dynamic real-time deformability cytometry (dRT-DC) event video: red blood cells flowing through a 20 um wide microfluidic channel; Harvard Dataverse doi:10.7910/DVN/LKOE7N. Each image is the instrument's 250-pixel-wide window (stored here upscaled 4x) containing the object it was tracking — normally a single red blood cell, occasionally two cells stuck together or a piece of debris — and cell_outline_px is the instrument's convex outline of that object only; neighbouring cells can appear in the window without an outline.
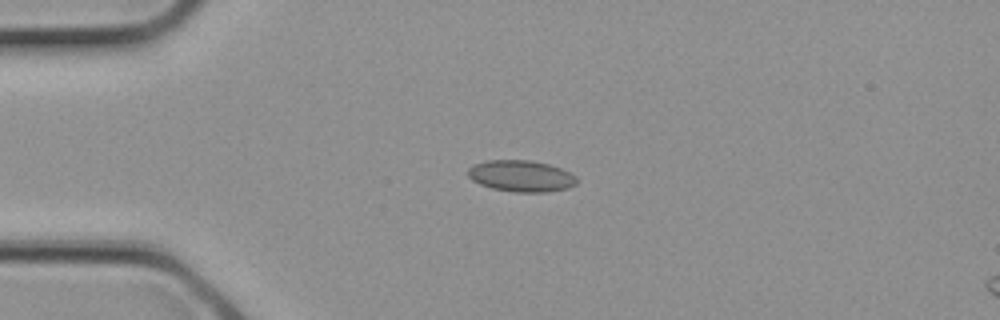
{"species": "common noctule bat (a hibernating species)", "species_latin": "Nyctalus noctula", "temperature_condition": "cold", "stored_images_in_passage": 3, "camera_frame_rate_fps": 3000, "um_per_image_px": 0.085, "animal": {"sex": "female", "body_mass_g": 21.9}, "frame": {"image": 1, "passage_image": 2, "time_ms": 0.333, "image_size_px": [1000, 320], "cell_outline_px": [[576, 184], [568, 188], [544, 192], [512, 192], [492, 188], [480, 184], [472, 180], [468, 176], [468, 168], [476, 164], [488, 160], [528, 160], [548, 164], [560, 168], [576, 176]], "centroid_in_image_um": [44.28, 14.96], "position_along_channel_um": 40.7, "area_um2": 19.77}}